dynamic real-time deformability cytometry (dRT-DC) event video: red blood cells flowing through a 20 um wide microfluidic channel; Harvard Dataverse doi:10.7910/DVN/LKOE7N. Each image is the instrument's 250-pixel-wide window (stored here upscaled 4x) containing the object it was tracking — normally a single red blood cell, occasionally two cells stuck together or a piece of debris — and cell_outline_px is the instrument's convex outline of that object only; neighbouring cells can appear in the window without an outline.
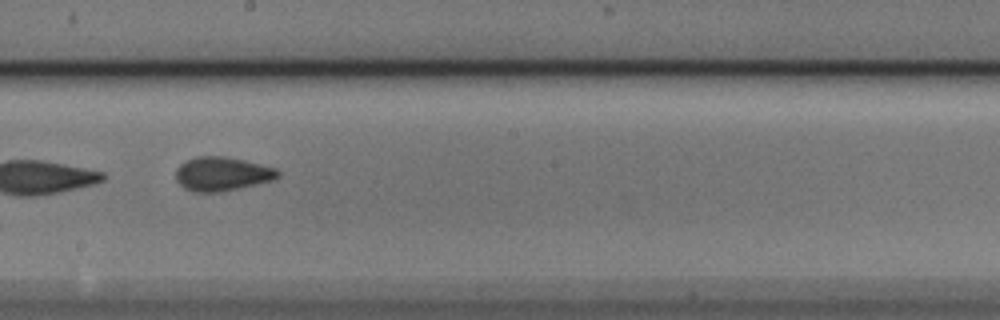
{"species": "Egyptian fruit bat (a non-hibernating species)", "species_latin": "Rousettus aegyptiacus", "temperature_condition": "cold", "stored_images_in_passage": 7, "camera_frame_rate_fps": 3000, "um_per_image_px": 0.085, "animal": {"sex": "male"}, "frame": {"image": 1, "passage_image": 5, "time_ms": 1.333, "image_size_px": [1000, 320], "cell_outline_px": [[280, 176], [272, 180], [256, 184], [220, 192], [192, 192], [184, 188], [176, 180], [176, 168], [180, 164], [196, 156], [224, 156], [244, 160], [276, 168], [280, 172]], "centroid_in_image_um": [18.86, 14.78], "position_along_channel_um": 229.3, "area_um2": 20.17}}
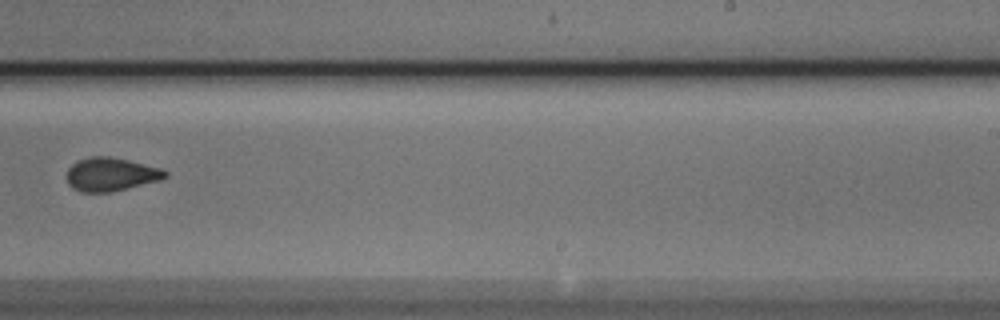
{"frame": {"image": 2, "passage_image": 6, "time_ms": 1.667, "image_size_px": [1000, 320], "cell_outline_px": [[168, 176], [160, 180], [112, 192], [80, 192], [72, 188], [68, 184], [68, 168], [76, 160], [92, 156], [108, 156], [128, 160], [160, 168], [168, 172]], "centroid_in_image_um": [9.41, 14.82], "position_along_channel_um": 279.6, "area_um2": 19.19}}